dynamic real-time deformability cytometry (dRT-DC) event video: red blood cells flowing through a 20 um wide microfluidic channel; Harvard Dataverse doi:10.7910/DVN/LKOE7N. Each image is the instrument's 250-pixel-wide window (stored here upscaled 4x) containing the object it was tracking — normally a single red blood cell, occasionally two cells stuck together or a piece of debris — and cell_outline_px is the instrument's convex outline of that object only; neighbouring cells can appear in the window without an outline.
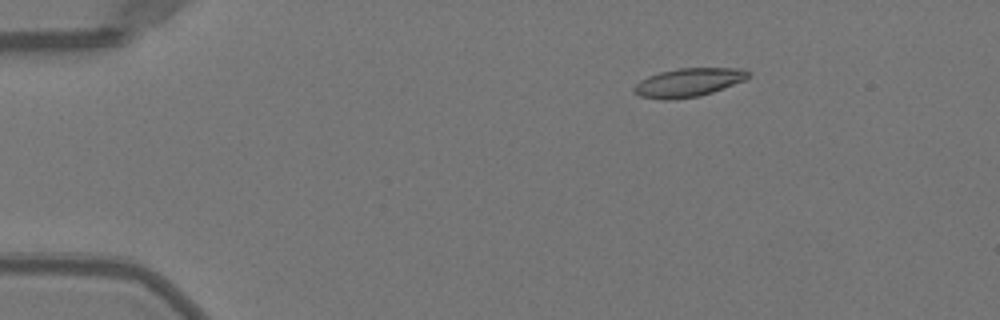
{"species": "Egyptian fruit bat (a non-hibernating species)", "species_latin": "Rousettus aegyptiacus", "temperature_condition": "warm", "stored_images_in_passage": 44, "camera_frame_rate_fps": 3000, "um_per_image_px": 0.085, "animal": {"sex": "female"}, "frame": {"image": 1, "passage_image": 1, "time_ms": 0.0, "image_size_px": [1000, 320], "cell_outline_px": [[748, 76], [744, 80], [712, 92], [700, 96], [668, 100], [664, 100], [640, 96], [632, 88], [640, 80], [648, 76], [660, 72], [680, 68], [744, 68], [748, 72]], "centroid_in_image_um": [58.49, 7.01], "position_along_channel_um": 26.5, "area_um2": 18.79}}
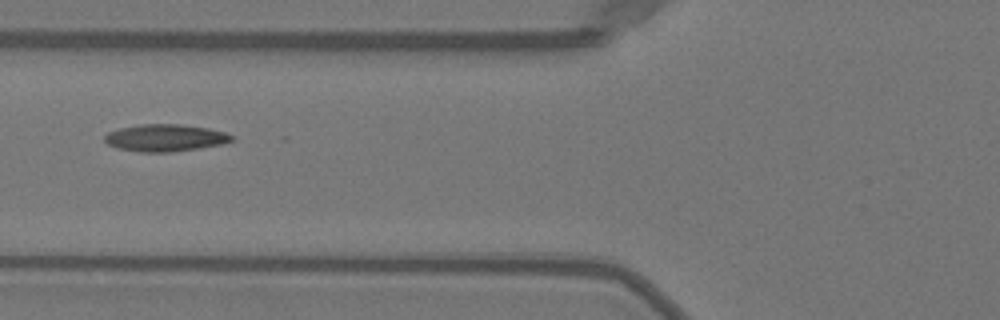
{"frame": {"image": 2, "passage_image": 13, "time_ms": 4.0, "image_size_px": [1000, 320], "cell_outline_px": [[236, 140], [220, 144], [172, 152], [140, 152], [116, 148], [108, 144], [104, 140], [104, 136], [108, 132], [120, 128], [140, 124], [180, 124], [208, 128], [224, 132], [232, 136]], "centroid_in_image_um": [14.01, 11.71], "position_along_channel_um": 111.8, "area_um2": 20.0}}
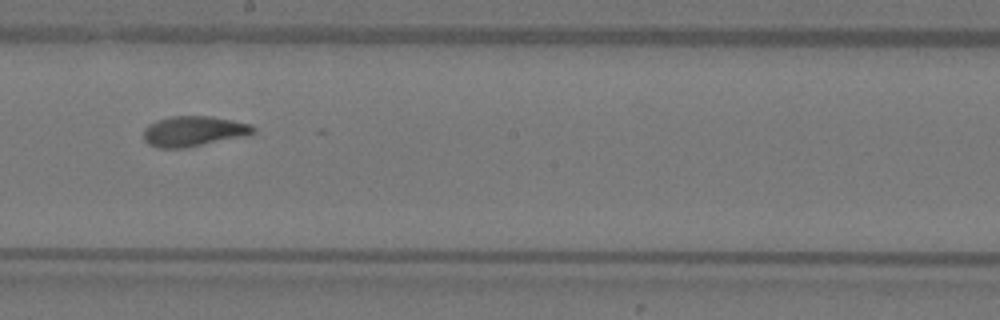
{"frame": {"image": 3, "passage_image": 22, "time_ms": 7.0, "image_size_px": [1000, 320], "cell_outline_px": [[256, 132], [244, 136], [188, 148], [156, 148], [148, 144], [144, 140], [144, 128], [148, 124], [156, 120], [172, 116], [212, 116], [252, 124], [256, 128]], "centroid_in_image_um": [16.45, 11.16], "position_along_channel_um": 231.7, "area_um2": 19.65}, "authors_computed_cell_mechanics": {"area_um2": 19.074, "velocity_mm_per_s": 4.001, "shape_relaxation_time_tau1_ms": 4.6036, "shape_relaxation_time_tau2_ms": 1.5705, "deformation_change_tau1": 0.1812, "deformation_change_tau2": 0.0696}}